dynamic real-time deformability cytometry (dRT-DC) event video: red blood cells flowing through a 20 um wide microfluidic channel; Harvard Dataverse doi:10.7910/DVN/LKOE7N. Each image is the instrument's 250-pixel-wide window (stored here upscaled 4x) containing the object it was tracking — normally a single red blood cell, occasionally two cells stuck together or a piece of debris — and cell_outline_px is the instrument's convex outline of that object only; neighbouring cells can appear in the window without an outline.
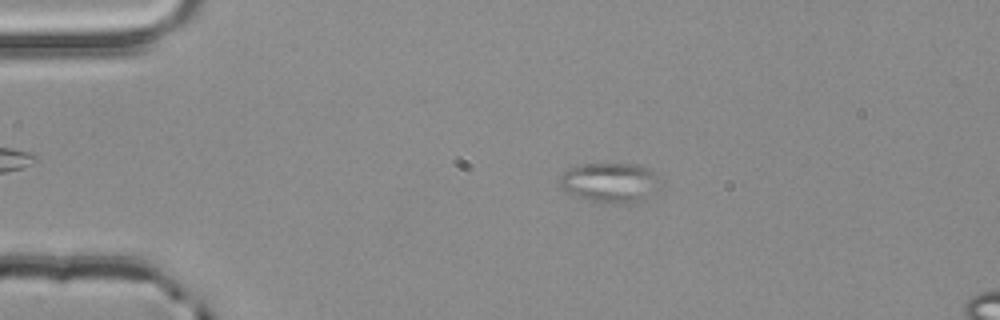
{"species": "common noctule bat (a hibernating species)", "species_latin": "Nyctalus noctula", "temperature_condition": "room temperature", "stored_images_in_passage": 55, "camera_frame_rate_fps": 3000, "um_per_image_px": 0.085, "animal": {"sex": "male", "body_mass_g": 20.4}, "frame": {"image": 1, "passage_image": 12, "time_ms": 3.667, "image_size_px": [1000, 320], "cell_outline_px": [[664, 180], [656, 192], [644, 200], [632, 204], [612, 204], [588, 200], [572, 196], [556, 180], [568, 168], [576, 164], [640, 164], [648, 168]], "centroid_in_image_um": [51.91, 15.53], "position_along_channel_um": 33.1, "area_um2": 24.16}}
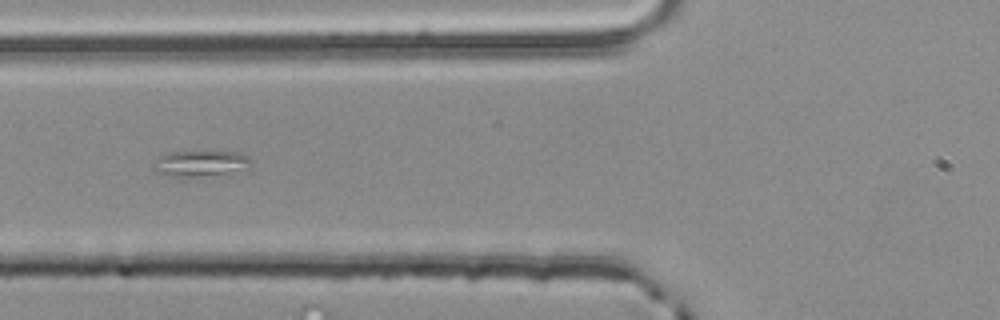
{"frame": {"image": 2, "passage_image": 22, "time_ms": 7.0, "image_size_px": [1000, 320], "cell_outline_px": [[252, 160], [232, 176], [184, 180], [168, 176], [156, 172], [152, 168], [152, 164], [156, 156], [168, 152], [236, 152], [248, 156]], "centroid_in_image_um": [16.97, 13.98], "position_along_channel_um": 108.8, "area_um2": 16.01}}
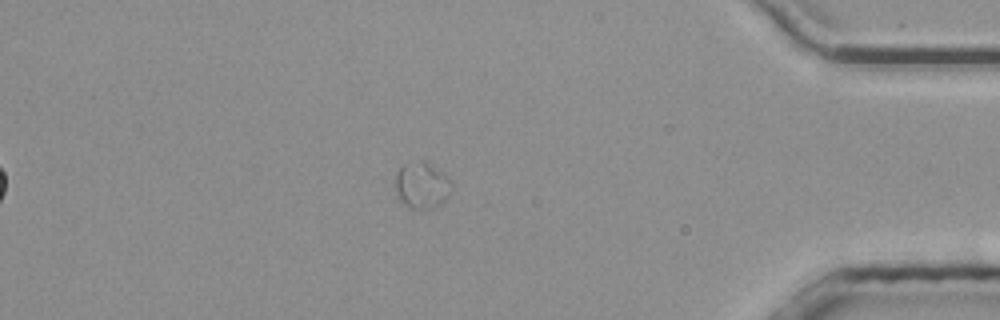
{"frame": {"image": 3, "passage_image": 48, "time_ms": 15.667, "image_size_px": [1000, 320], "cell_outline_px": [[452, 188], [448, 196], [440, 204], [432, 208], [408, 208], [404, 204], [396, 192], [396, 172], [404, 164], [428, 164], [444, 172], [452, 180]], "centroid_in_image_um": [35.89, 15.79], "position_along_channel_um": 399.3, "area_um2": 14.74}}